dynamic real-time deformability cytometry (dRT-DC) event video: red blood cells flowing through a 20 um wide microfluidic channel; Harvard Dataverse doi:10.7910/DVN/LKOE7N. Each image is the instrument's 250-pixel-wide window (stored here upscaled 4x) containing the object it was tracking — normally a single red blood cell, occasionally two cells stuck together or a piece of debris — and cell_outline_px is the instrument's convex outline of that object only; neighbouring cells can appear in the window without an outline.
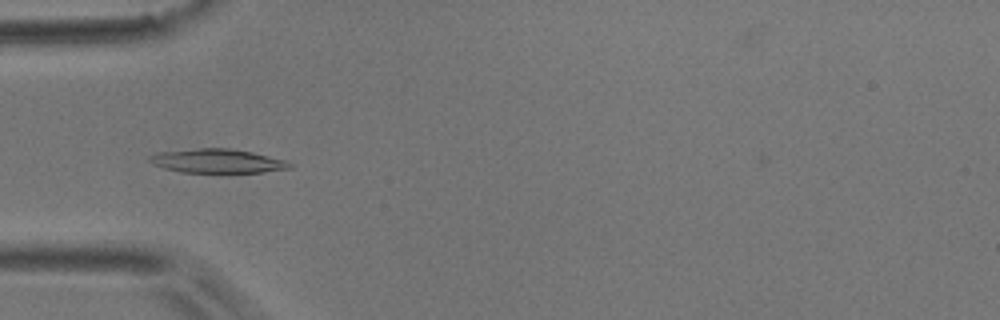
{"species": "common noctule bat (a hibernating species)", "species_latin": "Nyctalus noctula", "temperature_condition": "room temperature", "stored_images_in_passage": 36, "camera_frame_rate_fps": 3000, "um_per_image_px": 0.085, "animal": {"sex": "male", "body_mass_g": 17.9}, "frame": {"image": 1, "passage_image": 1, "time_ms": 0.0, "image_size_px": [1000, 320], "cell_outline_px": [[292, 168], [264, 172], [180, 172], [164, 168], [152, 164], [148, 160], [148, 156], [160, 152], [200, 148], [228, 148], [252, 152], [284, 160], [292, 164]], "centroid_in_image_um": [18.45, 13.68], "position_along_channel_um": 66.5, "area_um2": 19.42}}
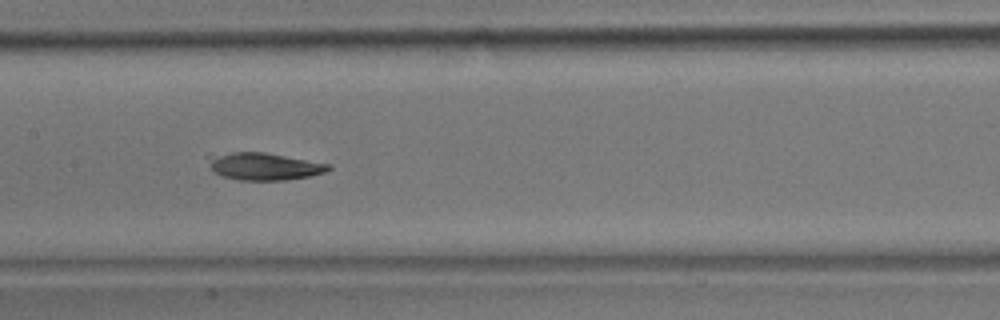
{"frame": {"image": 2, "passage_image": 10, "time_ms": 3.0, "image_size_px": [1000, 320], "cell_outline_px": [[332, 168], [324, 172], [312, 176], [284, 180], [240, 180], [220, 176], [212, 172], [212, 160], [232, 152], [264, 152], [332, 164]], "centroid_in_image_um": [22.59, 14.17], "position_along_channel_um": 184.8, "area_um2": 18.61}}
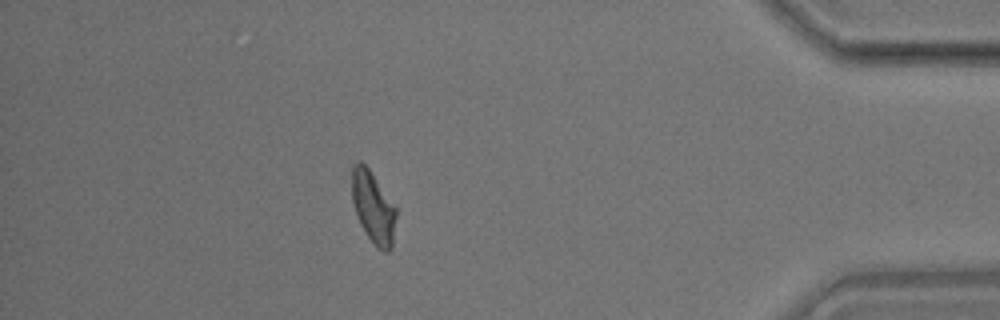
{"frame": {"image": 3, "passage_image": 30, "time_ms": 9.667, "image_size_px": [1000, 320], "cell_outline_px": [[396, 216], [392, 248], [388, 252], [384, 252], [376, 248], [360, 224], [352, 200], [352, 164], [360, 160], [368, 168], [396, 208]], "centroid_in_image_um": [31.72, 17.65], "position_along_channel_um": 403.5, "area_um2": 18.32}, "authors_computed_cell_mechanics": {"area_um2": 18.9873, "velocity_mm_per_s": 3.9497, "shape_relaxation_time_tau1_ms": 2.0663, "shape_relaxation_time_tau2_ms": 1.6852, "deformation_change_tau1": 0.0883, "deformation_change_tau2": 0.0524}}